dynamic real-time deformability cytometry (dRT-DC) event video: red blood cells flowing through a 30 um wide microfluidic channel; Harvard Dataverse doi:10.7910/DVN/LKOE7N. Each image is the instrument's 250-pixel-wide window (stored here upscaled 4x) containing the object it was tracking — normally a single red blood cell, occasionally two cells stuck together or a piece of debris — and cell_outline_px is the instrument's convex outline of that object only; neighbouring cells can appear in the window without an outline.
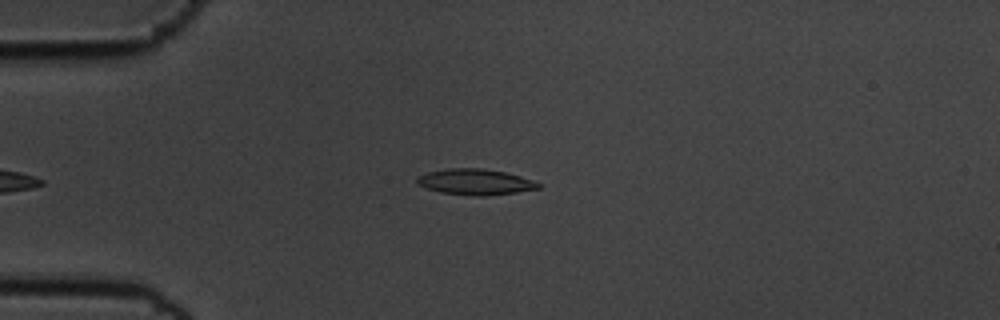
{"species": "common noctule bat (a hibernating species)", "species_latin": "Nyctalus noctula", "temperature_condition": "cold", "stored_images_in_passage": 40, "camera_frame_rate_fps": 3000, "um_per_image_px": 0.085, "animal": {"sex": "male", "body_mass_g": 19.5, "forearm_length_mm": 54.6}, "frame": {"image": 1, "passage_image": 3, "time_ms": 0.667, "image_size_px": [1000, 320], "cell_outline_px": [[544, 184], [540, 188], [516, 192], [484, 196], [472, 196], [440, 192], [428, 188], [420, 184], [416, 180], [416, 176], [428, 172], [444, 168], [480, 168], [504, 172], [520, 176]], "centroid_in_image_um": [40.41, 15.46], "position_along_channel_um": 44.6, "area_um2": 18.26}}
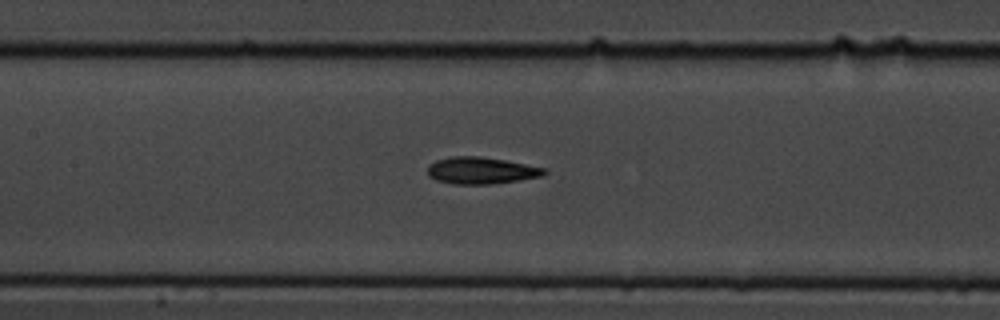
{"frame": {"image": 2, "passage_image": 15, "time_ms": 4.667, "image_size_px": [1000, 320], "cell_outline_px": [[548, 172], [544, 176], [492, 184], [452, 184], [436, 180], [428, 176], [428, 164], [436, 160], [452, 156], [480, 156], [504, 160], [548, 168]], "centroid_in_image_um": [40.91, 14.49], "position_along_channel_um": 166.5, "area_um2": 18.44}}
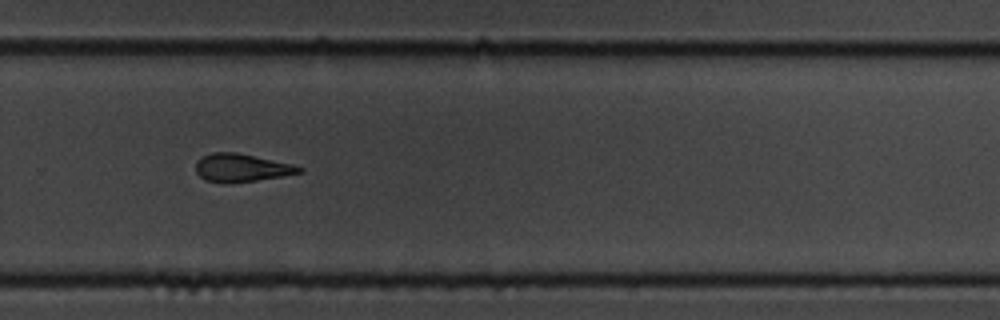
{"frame": {"image": 3, "passage_image": 27, "time_ms": 8.667, "image_size_px": [1000, 320], "cell_outline_px": [[304, 172], [256, 180], [228, 184], [220, 184], [204, 180], [196, 172], [196, 160], [212, 152], [236, 152], [292, 164], [304, 168]], "centroid_in_image_um": [20.49, 14.28], "position_along_channel_um": 309.3, "area_um2": 16.99}, "authors_computed_cell_mechanics": {"area_um2": 17.9758, "velocity_mm_per_s": 3.5835, "shape_relaxation_time_tau1_ms": 4.5901, "shape_relaxation_time_tau2_ms": 3.4916, "deformation_change_tau1": 0.143, "deformation_change_tau2": 0.1148}}